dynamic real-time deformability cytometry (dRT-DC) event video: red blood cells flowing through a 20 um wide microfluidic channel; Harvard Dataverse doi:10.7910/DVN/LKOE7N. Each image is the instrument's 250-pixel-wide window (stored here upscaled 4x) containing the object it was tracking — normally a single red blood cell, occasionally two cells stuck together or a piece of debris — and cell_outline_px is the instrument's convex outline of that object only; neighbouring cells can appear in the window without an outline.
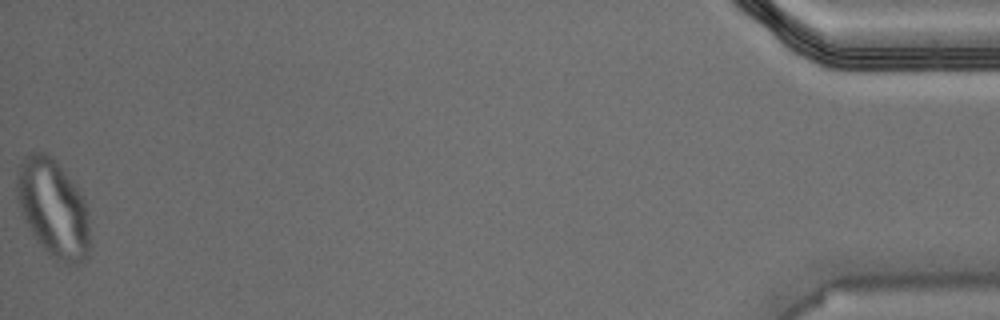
{"species": "Egyptian fruit bat (a non-hibernating species)", "species_latin": "Rousettus aegyptiacus", "temperature_condition": "warm", "stored_images_in_passage": 47, "camera_frame_rate_fps": 3000, "um_per_image_px": 0.085, "animal": {"sex": "male"}, "frame": {"image": 1, "passage_image": 47, "time_ms": 15.333, "image_size_px": [1000, 320], "cell_outline_px": [[88, 256], [80, 264], [64, 264], [56, 260], [36, 240], [24, 220], [16, 196], [16, 172], [24, 156], [32, 152], [44, 152], [52, 156], [80, 192], [88, 208]], "centroid_in_image_um": [4.5, 17.69], "position_along_channel_um": 430.7, "area_um2": 41.56}}